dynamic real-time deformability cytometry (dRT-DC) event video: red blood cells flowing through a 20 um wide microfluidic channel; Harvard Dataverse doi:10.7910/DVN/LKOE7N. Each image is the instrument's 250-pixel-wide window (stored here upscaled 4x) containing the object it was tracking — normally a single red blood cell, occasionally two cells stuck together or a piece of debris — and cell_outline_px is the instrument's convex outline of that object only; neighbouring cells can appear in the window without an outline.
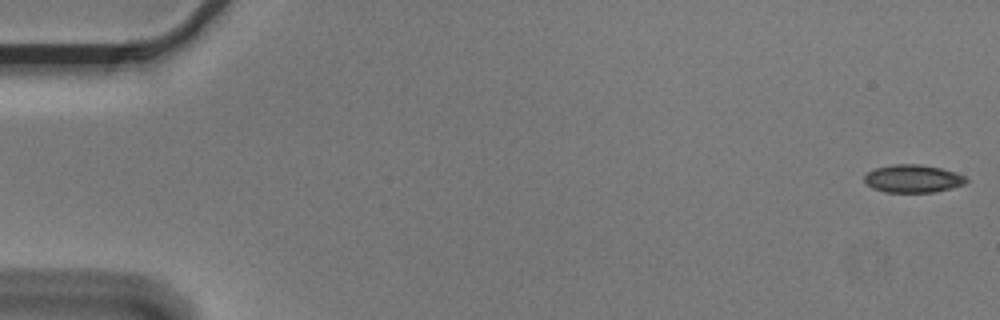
{"species": "Egyptian fruit bat (a non-hibernating species)", "species_latin": "Rousettus aegyptiacus", "temperature_condition": "cold", "stored_images_in_passage": 55, "camera_frame_rate_fps": 3000, "um_per_image_px": 0.085, "animal": {"sex": "male"}, "frame": {"image": 1, "passage_image": 1, "time_ms": 0.0, "image_size_px": [1000, 320], "cell_outline_px": [[968, 180], [964, 184], [952, 188], [932, 192], [884, 192], [872, 188], [864, 180], [864, 176], [868, 172], [876, 168], [892, 164], [920, 164], [940, 168], [968, 176]], "centroid_in_image_um": [77.61, 15.18], "position_along_channel_um": 7.4, "area_um2": 16.53}}
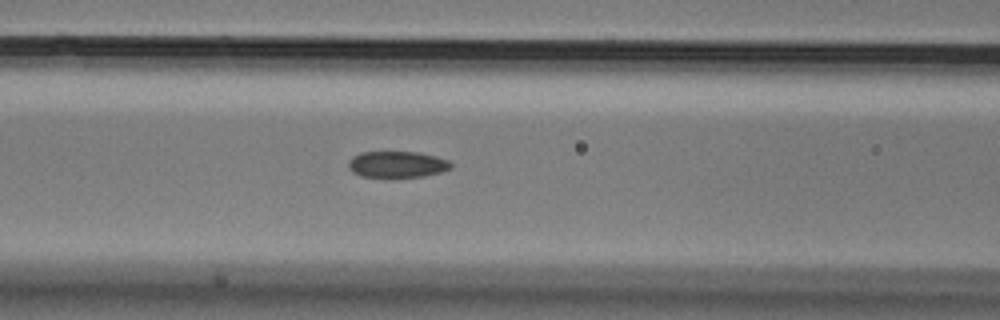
{"frame": {"image": 2, "passage_image": 23, "time_ms": 7.333, "image_size_px": [1000, 320], "cell_outline_px": [[452, 168], [440, 172], [424, 176], [392, 180], [360, 176], [352, 172], [348, 168], [348, 160], [352, 156], [360, 152], [416, 152], [436, 156], [448, 160], [452, 164]], "centroid_in_image_um": [33.71, 14.02], "position_along_channel_um": 132.9, "area_um2": 16.53}}
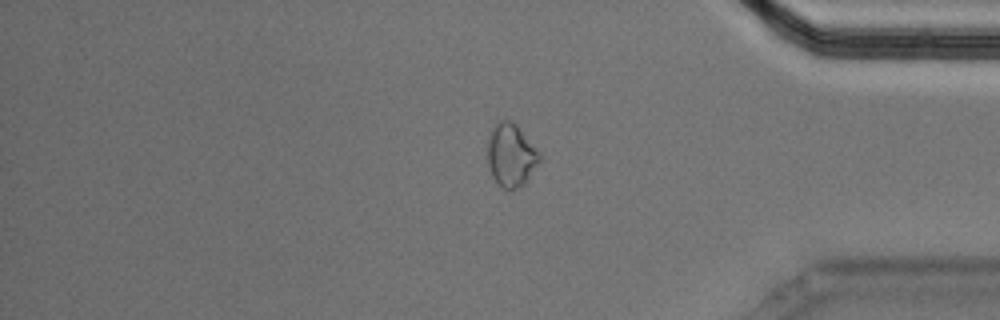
{"frame": {"image": 3, "passage_image": 46, "time_ms": 15.0, "image_size_px": [1000, 320], "cell_outline_px": [[540, 160], [524, 184], [516, 188], [504, 188], [492, 176], [488, 164], [488, 140], [496, 124], [500, 120], [512, 120], [516, 124], [540, 152]], "centroid_in_image_um": [43.45, 13.17], "position_along_channel_um": 391.7, "area_um2": 18.61}, "authors_computed_cell_mechanics": {"area_um2": 16.8776, "velocity_mm_per_s": 3.6374, "shape_relaxation_time_tau1_ms": null, "shape_relaxation_time_tau2_ms": 3.717, "deformation_change_tau1": null, "deformation_change_tau2": 0.0734}}